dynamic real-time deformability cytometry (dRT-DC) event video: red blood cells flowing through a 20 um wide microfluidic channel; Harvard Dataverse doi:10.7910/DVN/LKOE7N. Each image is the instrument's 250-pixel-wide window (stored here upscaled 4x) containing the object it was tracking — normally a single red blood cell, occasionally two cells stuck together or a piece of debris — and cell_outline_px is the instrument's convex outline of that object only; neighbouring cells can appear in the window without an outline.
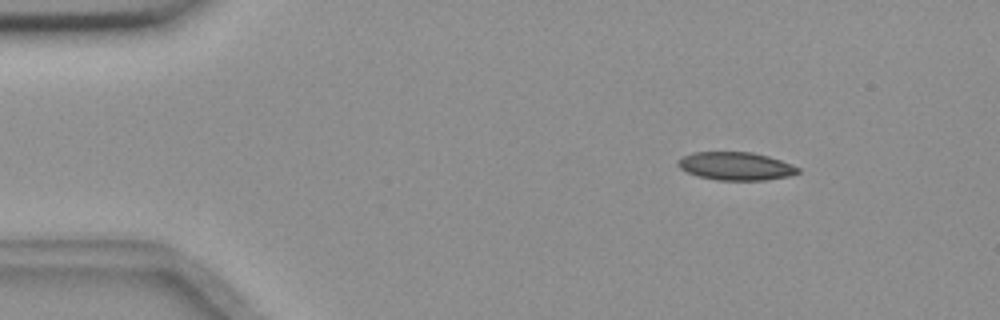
{"species": "common noctule bat (a hibernating species)", "species_latin": "Nyctalus noctula", "temperature_condition": "room temperature", "stored_images_in_passage": 4, "camera_frame_rate_fps": 3000, "um_per_image_px": 0.085, "animal": {"sex": "female", "body_mass_g": 18.4}, "frame": {"image": 1, "passage_image": 2, "time_ms": 0.333, "image_size_px": [1000, 320], "cell_outline_px": [[800, 172], [788, 176], [764, 180], [716, 180], [700, 176], [688, 172], [680, 168], [676, 164], [676, 160], [684, 156], [696, 152], [752, 152], [768, 156], [780, 160], [800, 168]], "centroid_in_image_um": [62.53, 14.12], "position_along_channel_um": 22.5, "area_um2": 19.48}}